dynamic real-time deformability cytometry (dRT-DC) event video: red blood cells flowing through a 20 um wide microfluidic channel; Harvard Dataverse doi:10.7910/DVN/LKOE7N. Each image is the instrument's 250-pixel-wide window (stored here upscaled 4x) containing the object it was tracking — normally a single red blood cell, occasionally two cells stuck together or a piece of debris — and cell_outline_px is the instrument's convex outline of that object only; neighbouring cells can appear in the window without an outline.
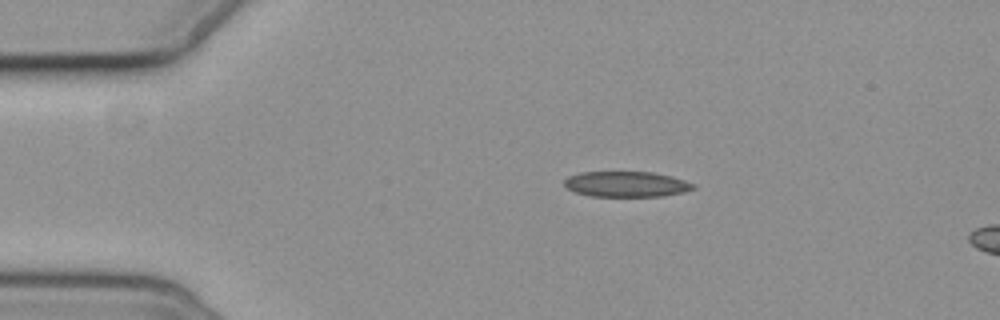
{"species": "common noctule bat (a hibernating species)", "species_latin": "Nyctalus noctula", "temperature_condition": "cold", "stored_images_in_passage": 4, "camera_frame_rate_fps": 3000, "um_per_image_px": 0.085, "animal": {"sex": "female", "body_mass_g": 19.3, "forearm_length_mm": 54.1}, "frame": {"image": 1, "passage_image": 2, "time_ms": 1.333, "image_size_px": [1000, 320], "cell_outline_px": [[696, 188], [684, 192], [664, 196], [592, 196], [576, 192], [568, 188], [564, 184], [564, 180], [568, 176], [580, 172], [652, 172], [672, 176], [696, 184]], "centroid_in_image_um": [53.28, 15.65], "position_along_channel_um": 31.7, "area_um2": 19.19}}